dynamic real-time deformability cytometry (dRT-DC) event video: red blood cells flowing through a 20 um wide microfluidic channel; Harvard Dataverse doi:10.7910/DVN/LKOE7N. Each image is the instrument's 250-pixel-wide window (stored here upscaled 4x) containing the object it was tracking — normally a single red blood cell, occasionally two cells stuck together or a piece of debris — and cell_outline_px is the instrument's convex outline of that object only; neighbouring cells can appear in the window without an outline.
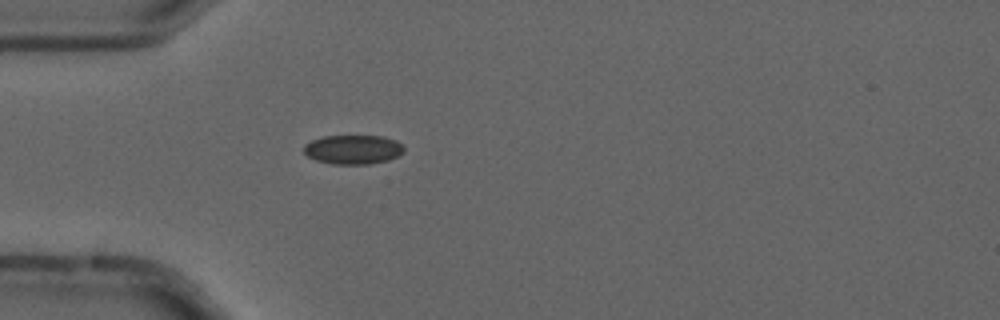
{"species": "common noctule bat (a hibernating species)", "species_latin": "Nyctalus noctula", "temperature_condition": "cold", "stored_images_in_passage": 3, "camera_frame_rate_fps": 3000, "um_per_image_px": 0.085, "animal": {"sex": "male", "forearm_length_mm": 52.5}, "frame": {"image": 1, "passage_image": 3, "time_ms": 0.667, "image_size_px": [1000, 320], "cell_outline_px": [[404, 152], [388, 160], [368, 164], [332, 164], [316, 160], [308, 156], [304, 152], [304, 144], [312, 140], [324, 136], [384, 136], [396, 140], [404, 148]], "centroid_in_image_um": [30.0, 12.7], "position_along_channel_um": 55.0, "area_um2": 16.99}}